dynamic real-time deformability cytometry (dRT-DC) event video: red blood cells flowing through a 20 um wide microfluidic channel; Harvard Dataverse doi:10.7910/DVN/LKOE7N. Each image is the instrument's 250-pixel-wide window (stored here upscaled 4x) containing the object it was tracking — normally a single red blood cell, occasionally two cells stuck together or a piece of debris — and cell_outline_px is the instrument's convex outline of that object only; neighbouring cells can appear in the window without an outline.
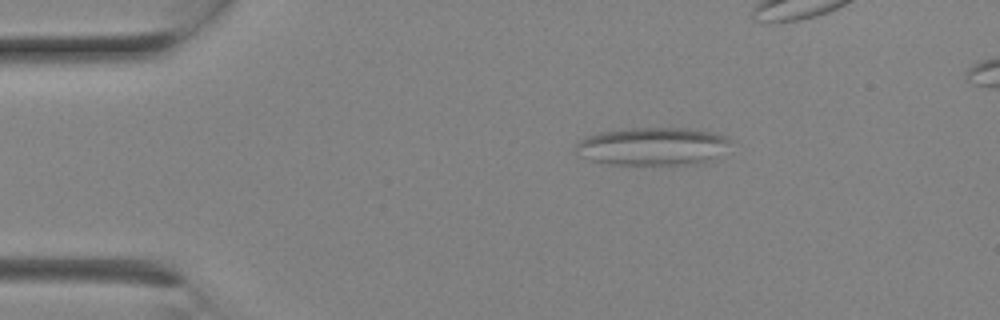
{"species": "Egyptian fruit bat (a non-hibernating species)", "species_latin": "Rousettus aegyptiacus", "temperature_condition": "room temperature", "stored_images_in_passage": 6, "camera_frame_rate_fps": 3000, "um_per_image_px": 0.085, "animal": {"sex": "female"}, "frame": {"image": 1, "passage_image": 1, "time_ms": 0.0, "image_size_px": [1000, 320], "cell_outline_px": [[732, 140], [712, 160], [704, 164], [608, 164], [576, 156], [576, 144], [584, 136], [600, 132], [628, 128], [684, 128], [716, 132], [728, 136]], "centroid_in_image_um": [55.46, 12.43], "position_along_channel_um": 29.5, "area_um2": 34.45}}